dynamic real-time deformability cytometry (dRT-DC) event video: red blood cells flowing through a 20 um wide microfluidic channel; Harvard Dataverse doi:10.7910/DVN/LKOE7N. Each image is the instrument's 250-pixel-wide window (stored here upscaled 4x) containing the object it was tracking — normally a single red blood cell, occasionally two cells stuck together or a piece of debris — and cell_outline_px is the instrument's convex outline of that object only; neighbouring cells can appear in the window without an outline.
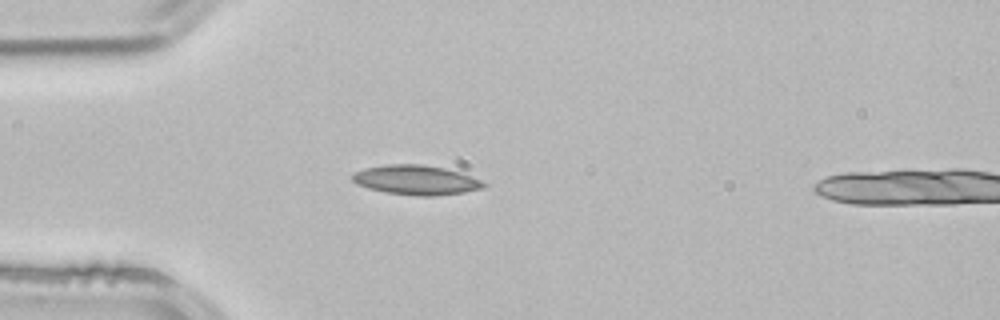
{"species": "common noctule bat (a hibernating species)", "species_latin": "Nyctalus noctula", "temperature_condition": "room temperature", "stored_images_in_passage": 4, "camera_frame_rate_fps": 3000, "um_per_image_px": 0.085, "animal": {"sex": "male", "body_mass_g": 21.5, "forearm_length_mm": 52.0}, "frame": {"image": 1, "passage_image": 3, "time_ms": 0.667, "image_size_px": [1000, 320], "cell_outline_px": [[488, 184], [484, 188], [464, 192], [436, 196], [416, 196], [384, 192], [368, 188], [356, 184], [352, 180], [352, 172], [364, 168], [388, 164], [420, 164], [444, 168], [460, 172], [480, 180]], "centroid_in_image_um": [35.34, 15.3], "position_along_channel_um": 49.7, "area_um2": 22.77}}